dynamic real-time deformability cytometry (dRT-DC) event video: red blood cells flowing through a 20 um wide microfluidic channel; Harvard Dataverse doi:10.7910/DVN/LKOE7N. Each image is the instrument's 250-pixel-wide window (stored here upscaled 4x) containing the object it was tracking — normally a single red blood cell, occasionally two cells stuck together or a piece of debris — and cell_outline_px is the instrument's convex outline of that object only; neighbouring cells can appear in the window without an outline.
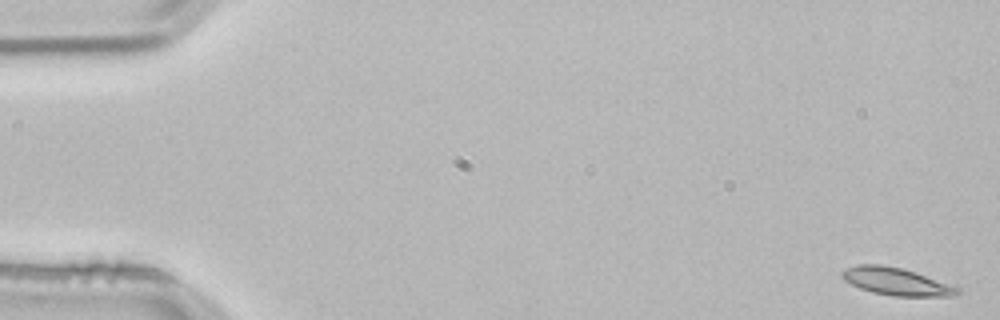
{"species": "common noctule bat (a hibernating species)", "species_latin": "Nyctalus noctula", "temperature_condition": "room temperature", "stored_images_in_passage": 2, "segment_of_instrument_passage": [2, 2], "camera_frame_rate_fps": 3000, "um_per_image_px": 0.085, "animal": {"sex": "male", "body_mass_g": 21.5, "forearm_length_mm": 52.0}, "frame": {"image": 1, "passage_image": 2, "time_ms": 0.333, "image_size_px": [1000, 320], "cell_outline_px": [[960, 292], [952, 296], [892, 296], [872, 292], [860, 288], [844, 280], [840, 276], [840, 272], [844, 268], [856, 264], [880, 264], [904, 268], [916, 272], [960, 288]], "centroid_in_image_um": [76.13, 23.91], "position_along_channel_um": 8.9, "area_um2": 18.61}}